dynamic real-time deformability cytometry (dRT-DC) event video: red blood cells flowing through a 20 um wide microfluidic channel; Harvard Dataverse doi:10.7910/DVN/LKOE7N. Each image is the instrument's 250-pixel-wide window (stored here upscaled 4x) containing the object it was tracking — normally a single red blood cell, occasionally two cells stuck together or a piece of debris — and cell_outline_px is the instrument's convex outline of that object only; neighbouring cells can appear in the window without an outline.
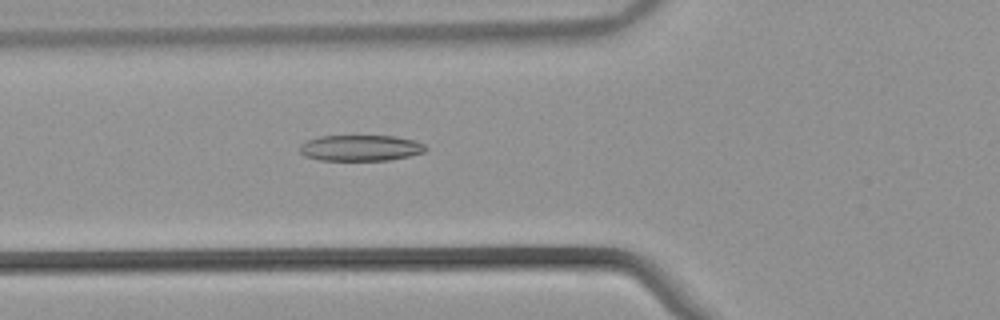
{"species": "common noctule bat (a hibernating species)", "species_latin": "Nyctalus noctula", "temperature_condition": "warm", "stored_images_in_passage": 34, "camera_frame_rate_fps": 3000, "um_per_image_px": 0.085, "animal": {"sex": "male", "body_mass_g": 21.5, "forearm_length_mm": 52.0}, "frame": {"image": 1, "passage_image": 4, "time_ms": 1.0, "image_size_px": [1000, 320], "cell_outline_px": [[428, 148], [424, 152], [408, 156], [388, 160], [320, 160], [304, 156], [300, 152], [300, 144], [308, 140], [320, 136], [396, 136], [416, 140], [424, 144]], "centroid_in_image_um": [30.66, 12.57], "position_along_channel_um": 95.1, "area_um2": 19.07}}
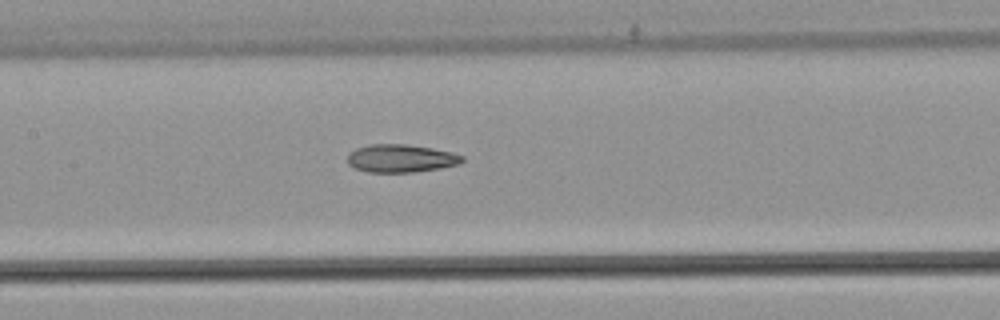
{"frame": {"image": 2, "passage_image": 10, "time_ms": 3.0, "image_size_px": [1000, 320], "cell_outline_px": [[464, 160], [460, 164], [440, 168], [412, 172], [368, 172], [352, 168], [348, 164], [348, 156], [356, 148], [372, 144], [404, 144], [432, 148], [452, 152], [464, 156]], "centroid_in_image_um": [34.09, 13.47], "position_along_channel_um": 173.3, "area_um2": 18.67}}
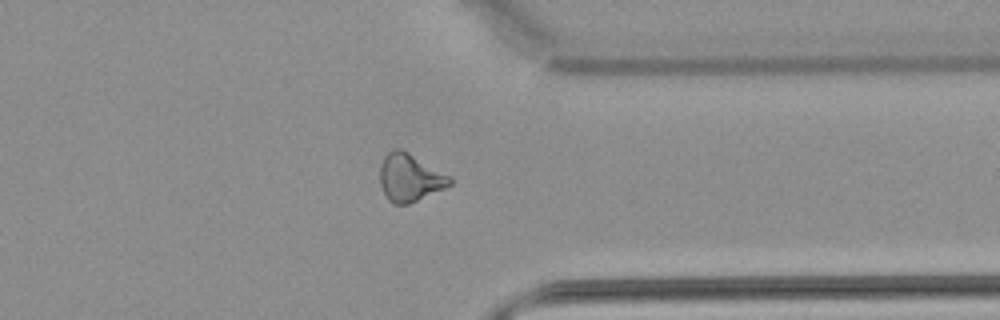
{"frame": {"image": 3, "passage_image": 26, "time_ms": 8.333, "image_size_px": [1000, 320], "cell_outline_px": [[452, 184], [444, 188], [408, 204], [392, 204], [388, 200], [380, 184], [380, 164], [384, 156], [388, 152], [396, 148], [400, 148], [408, 152], [452, 176]], "centroid_in_image_um": [34.83, 15.09], "position_along_channel_um": 376.6, "area_um2": 19.42}, "authors_computed_cell_mechanics": {"area_um2": 18.6694, "velocity_mm_per_s": 3.8845, "shape_relaxation_time_tau1_ms": null, "shape_relaxation_time_tau2_ms": 4.8439, "deformation_change_tau1": null, "deformation_change_tau2": 0.1482}}